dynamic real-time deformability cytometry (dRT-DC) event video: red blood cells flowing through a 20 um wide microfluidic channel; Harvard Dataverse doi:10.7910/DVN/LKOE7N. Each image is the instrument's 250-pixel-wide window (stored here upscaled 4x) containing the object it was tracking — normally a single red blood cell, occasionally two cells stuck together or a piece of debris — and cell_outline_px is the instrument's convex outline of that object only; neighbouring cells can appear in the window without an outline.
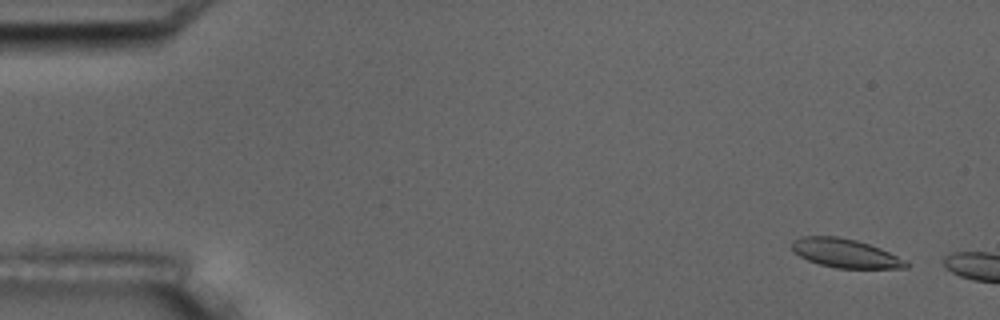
{"species": "common noctule bat (a hibernating species)", "species_latin": "Nyctalus noctula", "temperature_condition": "room temperature", "stored_images_in_passage": 3, "camera_frame_rate_fps": 3000, "um_per_image_px": 0.085, "animal": {"sex": "male", "body_mass_g": 17.5, "forearm_length_mm": 52.3}, "frame": {"image": 1, "passage_image": 2, "time_ms": 1.0, "image_size_px": [1000, 320], "cell_outline_px": [[908, 268], [836, 268], [820, 264], [808, 260], [792, 252], [792, 240], [800, 236], [836, 236], [856, 240], [880, 248], [896, 256], [908, 264]], "centroid_in_image_um": [71.77, 21.51], "position_along_channel_um": 13.2, "area_um2": 18.96}}